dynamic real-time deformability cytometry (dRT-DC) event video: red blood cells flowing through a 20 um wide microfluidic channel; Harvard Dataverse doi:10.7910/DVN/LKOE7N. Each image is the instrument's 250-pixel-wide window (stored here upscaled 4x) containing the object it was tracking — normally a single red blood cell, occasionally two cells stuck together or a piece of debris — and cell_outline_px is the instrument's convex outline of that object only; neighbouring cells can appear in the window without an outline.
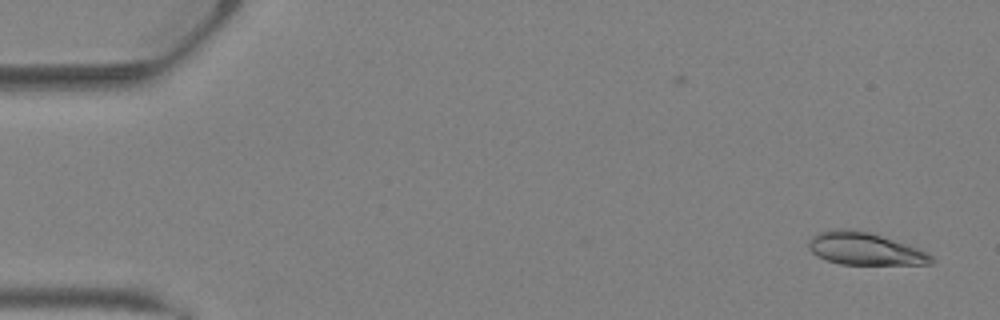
{"species": "Egyptian fruit bat (a non-hibernating species)", "species_latin": "Rousettus aegyptiacus", "temperature_condition": "warm", "stored_images_in_passage": 29, "camera_frame_rate_fps": 3000, "um_per_image_px": 0.085, "animal": {"sex": "female"}, "frame": {"image": 1, "passage_image": 2, "time_ms": 0.333, "image_size_px": [1000, 320], "cell_outline_px": [[936, 260], [932, 264], [840, 264], [816, 256], [808, 248], [808, 240], [812, 236], [820, 232], [836, 228], [844, 228], [868, 232], [928, 252]], "centroid_in_image_um": [73.47, 21.15], "position_along_channel_um": 11.5, "area_um2": 22.95}}
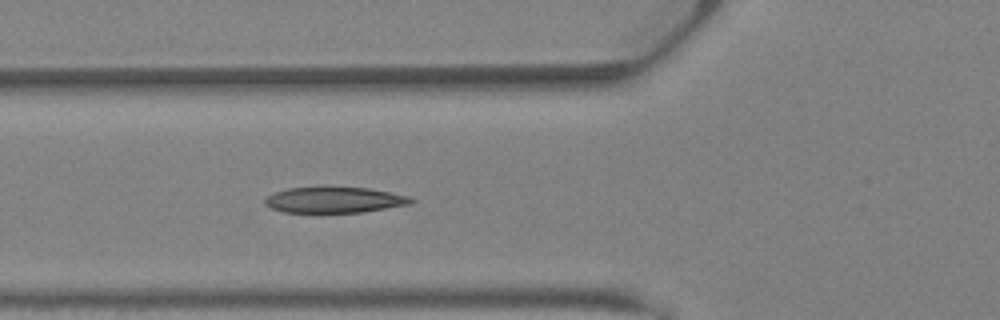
{"frame": {"image": 2, "passage_image": 14, "time_ms": 4.333, "image_size_px": [1000, 320], "cell_outline_px": [[416, 200], [408, 204], [364, 212], [284, 212], [272, 208], [264, 204], [264, 200], [268, 196], [276, 192], [288, 188], [320, 184], [328, 184], [368, 188], [408, 196]], "centroid_in_image_um": [28.38, 16.94], "position_along_channel_um": 97.4, "area_um2": 22.72}}
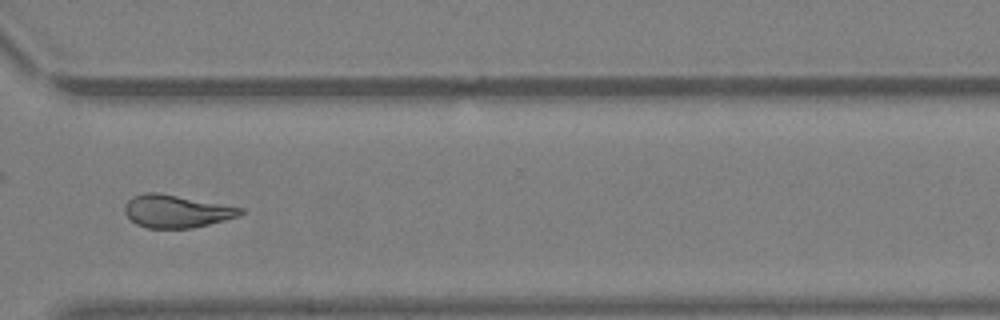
{"frame": {"image": 3, "passage_image": 28, "time_ms": 9.0, "image_size_px": [1000, 320], "cell_outline_px": [[244, 212], [240, 216], [192, 228], [148, 228], [136, 224], [124, 212], [124, 204], [132, 196], [144, 192], [156, 192], [244, 208]], "centroid_in_image_um": [14.97, 17.95], "position_along_channel_um": 355.6, "area_um2": 21.96}}